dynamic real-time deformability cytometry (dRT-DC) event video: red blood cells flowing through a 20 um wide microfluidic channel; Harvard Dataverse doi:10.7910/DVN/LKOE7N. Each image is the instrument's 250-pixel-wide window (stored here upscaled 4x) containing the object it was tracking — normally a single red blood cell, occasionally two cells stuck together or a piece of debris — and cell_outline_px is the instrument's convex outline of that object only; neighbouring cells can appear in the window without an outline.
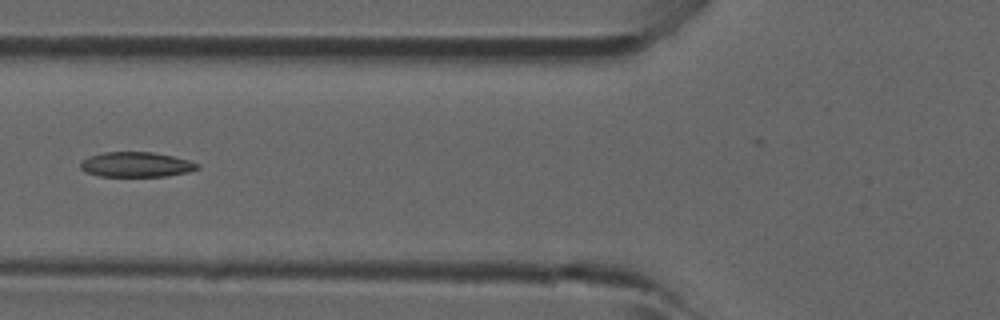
{"species": "common noctule bat (a hibernating species)", "species_latin": "Nyctalus noctula", "temperature_condition": "room temperature", "stored_images_in_passage": 40, "camera_frame_rate_fps": 3000, "um_per_image_px": 0.085, "animal": {"sex": "male", "forearm_length_mm": 52.5}, "frame": {"image": 1, "passage_image": 12, "time_ms": 3.667, "image_size_px": [1000, 320], "cell_outline_px": [[200, 168], [188, 172], [168, 176], [100, 176], [84, 172], [80, 168], [80, 160], [88, 156], [100, 152], [152, 152], [172, 156], [188, 160], [200, 164]], "centroid_in_image_um": [11.54, 13.98], "position_along_channel_um": 114.3, "area_um2": 17.22}}